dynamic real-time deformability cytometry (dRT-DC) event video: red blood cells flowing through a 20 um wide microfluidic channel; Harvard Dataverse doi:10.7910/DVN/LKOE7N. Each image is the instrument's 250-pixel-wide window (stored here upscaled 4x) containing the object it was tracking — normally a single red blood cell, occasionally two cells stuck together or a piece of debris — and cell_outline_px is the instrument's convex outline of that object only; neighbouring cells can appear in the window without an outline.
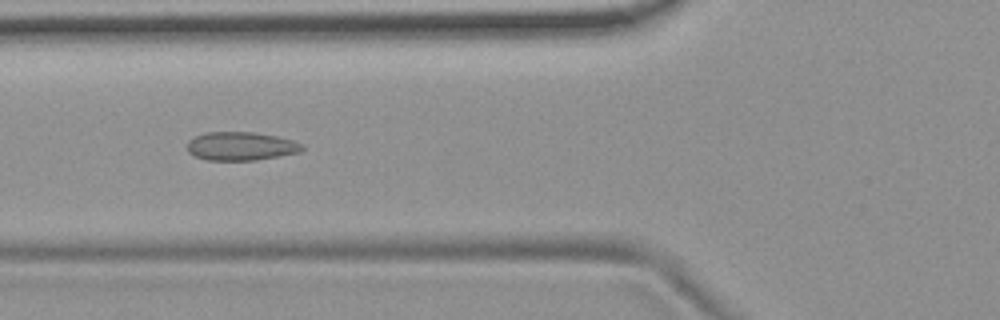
{"species": "common noctule bat (a hibernating species)", "species_latin": "Nyctalus noctula", "temperature_condition": "room temperature", "stored_images_in_passage": 40, "camera_frame_rate_fps": 3000, "um_per_image_px": 0.085, "animal": {"sex": "female", "body_mass_g": 19.9}, "frame": {"image": 1, "passage_image": 6, "time_ms": 1.667, "image_size_px": [1000, 320], "cell_outline_px": [[304, 148], [300, 152], [256, 160], [208, 160], [192, 156], [188, 152], [188, 140], [204, 132], [252, 132], [276, 136], [292, 140], [304, 144]], "centroid_in_image_um": [20.46, 12.42], "position_along_channel_um": 105.3, "area_um2": 19.13}}
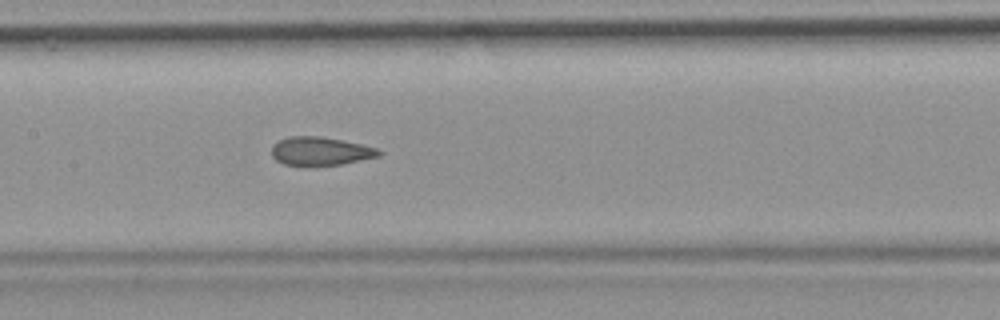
{"frame": {"image": 2, "passage_image": 12, "time_ms": 3.667, "image_size_px": [1000, 320], "cell_outline_px": [[384, 152], [380, 156], [340, 164], [316, 168], [308, 168], [284, 164], [276, 160], [272, 156], [272, 144], [288, 136], [316, 136], [340, 140], [360, 144], [376, 148]], "centroid_in_image_um": [27.19, 12.89], "position_along_channel_um": 180.2, "area_um2": 18.21}}
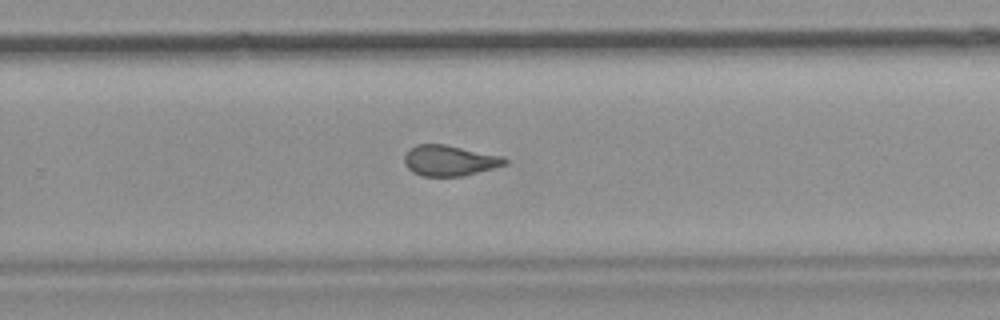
{"frame": {"image": 3, "passage_image": 21, "time_ms": 6.667, "image_size_px": [1000, 320], "cell_outline_px": [[508, 164], [464, 176], [424, 176], [412, 172], [404, 164], [404, 156], [408, 148], [416, 144], [444, 144], [504, 156], [508, 160]], "centroid_in_image_um": [38.21, 13.64], "position_along_channel_um": 291.6, "area_um2": 18.15}, "authors_computed_cell_mechanics": {"area_um2": 18.3804, "velocity_mm_per_s": 3.7295, "shape_relaxation_time_tau1_ms": null, "shape_relaxation_time_tau2_ms": 1.7271, "deformation_change_tau1": null, "deformation_change_tau2": 0.0792}}